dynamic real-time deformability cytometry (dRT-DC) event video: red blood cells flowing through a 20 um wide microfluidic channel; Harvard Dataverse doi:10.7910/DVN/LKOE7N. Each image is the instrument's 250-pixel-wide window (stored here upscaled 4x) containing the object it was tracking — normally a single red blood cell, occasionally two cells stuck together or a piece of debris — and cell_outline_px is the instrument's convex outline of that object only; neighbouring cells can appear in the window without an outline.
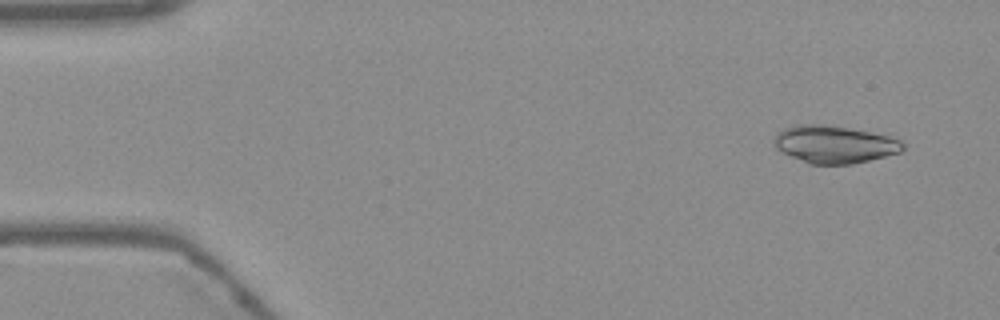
{"species": "Egyptian fruit bat (a non-hibernating species)", "species_latin": "Rousettus aegyptiacus", "temperature_condition": "warm", "stored_images_in_passage": 53, "camera_frame_rate_fps": 3000, "um_per_image_px": 0.085, "frame": {"image": 1, "passage_image": 3, "time_ms": 0.667, "image_size_px": [1000, 320], "cell_outline_px": [[904, 148], [900, 152], [852, 164], [808, 164], [780, 152], [772, 144], [772, 140], [776, 132], [784, 128], [796, 124], [820, 124], [848, 128], [888, 136], [900, 140], [904, 144]], "centroid_in_image_um": [70.83, 12.27], "position_along_channel_um": 14.2, "area_um2": 28.21}}
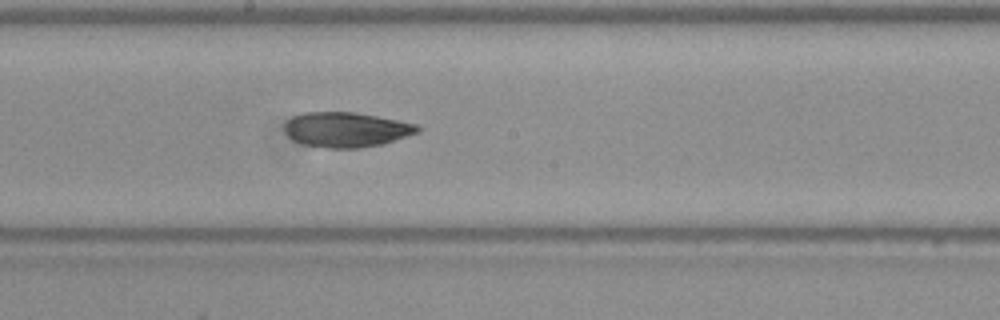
{"frame": {"image": 2, "passage_image": 28, "time_ms": 9.0, "image_size_px": [1000, 320], "cell_outline_px": [[420, 132], [384, 144], [360, 148], [328, 148], [304, 144], [292, 140], [288, 136], [284, 128], [284, 124], [292, 116], [304, 112], [356, 112], [416, 124], [420, 128]], "centroid_in_image_um": [29.42, 11.02], "position_along_channel_um": 218.8, "area_um2": 27.17}}
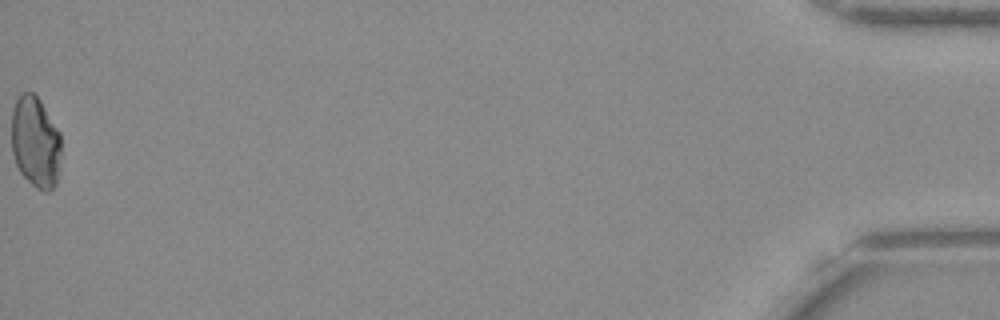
{"frame": {"image": 3, "passage_image": 53, "time_ms": 17.333, "image_size_px": [1000, 320], "cell_outline_px": [[60, 172], [56, 184], [48, 192], [44, 192], [36, 188], [20, 172], [16, 164], [12, 152], [12, 108], [20, 92], [32, 92], [40, 100], [60, 132]], "centroid_in_image_um": [3.02, 12.09], "position_along_channel_um": 432.2, "area_um2": 26.7}, "authors_computed_cell_mechanics": {"area_um2": 27.166, "velocity_mm_per_s": 3.7943, "shape_relaxation_time_tau1_ms": null, "shape_relaxation_time_tau2_ms": 2.995, "deformation_change_tau1": null, "deformation_change_tau2": 0.0476}}